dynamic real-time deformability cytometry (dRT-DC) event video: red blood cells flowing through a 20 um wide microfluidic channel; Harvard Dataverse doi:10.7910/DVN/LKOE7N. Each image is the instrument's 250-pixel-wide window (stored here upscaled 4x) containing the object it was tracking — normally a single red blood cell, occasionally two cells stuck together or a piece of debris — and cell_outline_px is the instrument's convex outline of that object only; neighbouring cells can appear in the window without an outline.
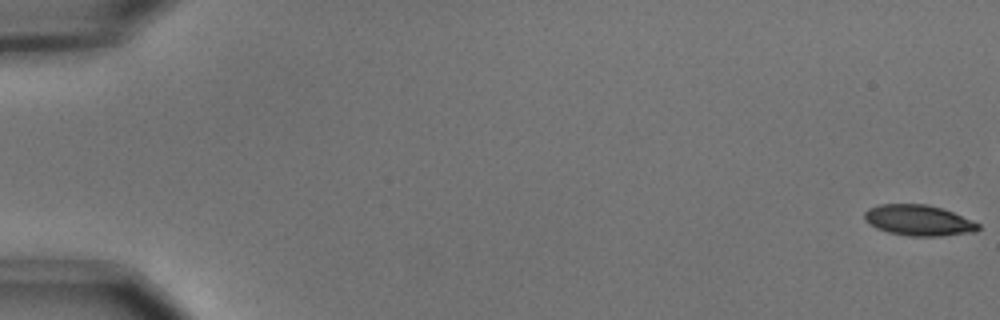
{"species": "common noctule bat (a hibernating species)", "species_latin": "Nyctalus noctula", "temperature_condition": "cold", "stored_images_in_passage": 57, "camera_frame_rate_fps": 3000, "um_per_image_px": 0.085, "animal": {"sex": "male", "body_mass_g": 15.6}, "frame": {"image": 1, "passage_image": 1, "time_ms": 0.0, "image_size_px": [1000, 320], "cell_outline_px": [[980, 228], [976, 232], [940, 236], [908, 236], [888, 232], [876, 228], [868, 224], [864, 220], [864, 212], [868, 208], [880, 204], [928, 204], [952, 212], [980, 224]], "centroid_in_image_um": [78.05, 18.73], "position_along_channel_um": 7.0, "area_um2": 20.46}}
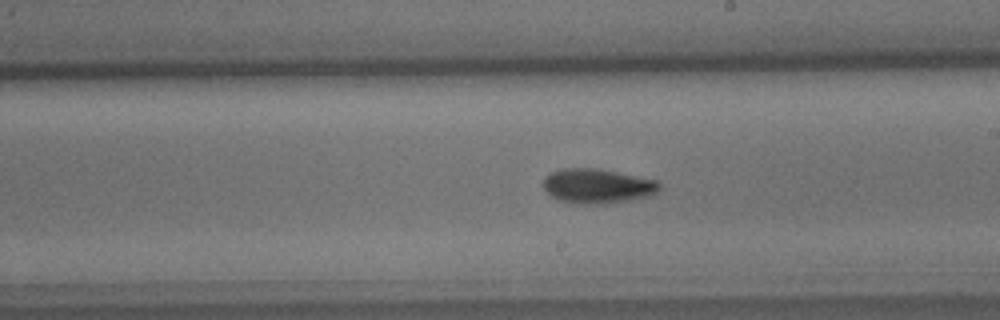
{"frame": {"image": 2, "passage_image": 33, "time_ms": 10.667, "image_size_px": [1000, 320], "cell_outline_px": [[660, 188], [656, 192], [648, 196], [628, 200], [604, 204], [576, 204], [560, 200], [552, 196], [544, 188], [544, 176], [560, 168], [600, 168], [660, 180]], "centroid_in_image_um": [50.8, 15.79], "position_along_channel_um": 238.2, "area_um2": 23.64}}
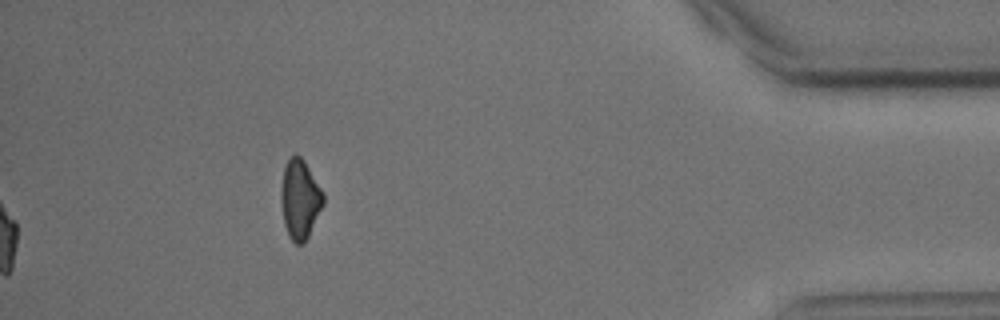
{"frame": {"image": 3, "passage_image": 57, "time_ms": 18.667, "image_size_px": [1000, 320], "cell_outline_px": [[324, 204], [304, 244], [296, 244], [288, 236], [284, 224], [280, 200], [280, 192], [284, 168], [288, 160], [296, 152], [304, 160], [324, 192]], "centroid_in_image_um": [25.49, 16.93], "position_along_channel_um": 409.7, "area_um2": 19.71}, "authors_computed_cell_mechanics": {"area_um2": 21.2126, "velocity_mm_per_s": 3.6901, "shape_relaxation_time_tau1_ms": 4.1372, "shape_relaxation_time_tau2_ms": null, "deformation_change_tau1": 0.1312, "deformation_change_tau2": null}}